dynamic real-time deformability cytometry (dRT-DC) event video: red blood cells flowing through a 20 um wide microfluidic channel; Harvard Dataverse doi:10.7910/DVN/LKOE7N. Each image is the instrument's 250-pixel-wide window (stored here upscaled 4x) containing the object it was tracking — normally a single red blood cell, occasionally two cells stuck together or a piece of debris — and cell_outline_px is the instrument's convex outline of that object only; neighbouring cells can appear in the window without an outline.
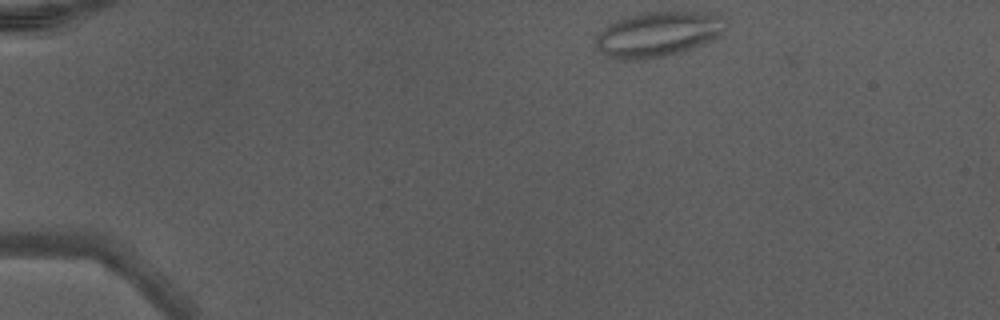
{"species": "Egyptian fruit bat (a non-hibernating species)", "species_latin": "Rousettus aegyptiacus", "temperature_condition": "warm", "stored_images_in_passage": 29, "camera_frame_rate_fps": 3000, "um_per_image_px": 0.085, "animal": {"sex": "male"}, "frame": {"image": 1, "passage_image": 1, "time_ms": 0.0, "image_size_px": [1000, 320], "cell_outline_px": [[720, 32], [716, 36], [700, 44], [680, 52], [664, 56], [644, 60], [616, 60], [604, 56], [596, 48], [596, 36], [608, 24], [624, 16], [636, 12], [696, 12], [720, 16]], "centroid_in_image_um": [55.73, 2.93], "position_along_channel_um": 29.3, "area_um2": 33.58}}
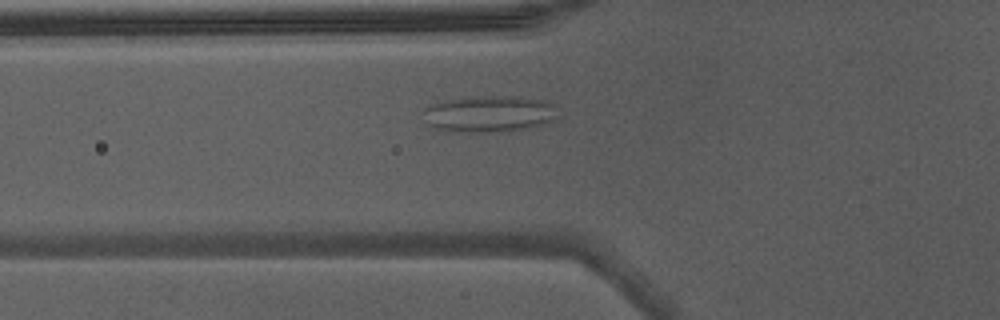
{"frame": {"image": 2, "passage_image": 11, "time_ms": 3.333, "image_size_px": [1000, 320], "cell_outline_px": [[560, 116], [556, 120], [544, 124], [524, 128], [488, 132], [452, 132], [436, 128], [428, 124], [424, 108], [428, 104], [444, 100], [516, 96], [544, 100], [552, 104]], "centroid_in_image_um": [41.62, 9.69], "position_along_channel_um": 84.2, "area_um2": 28.09}}
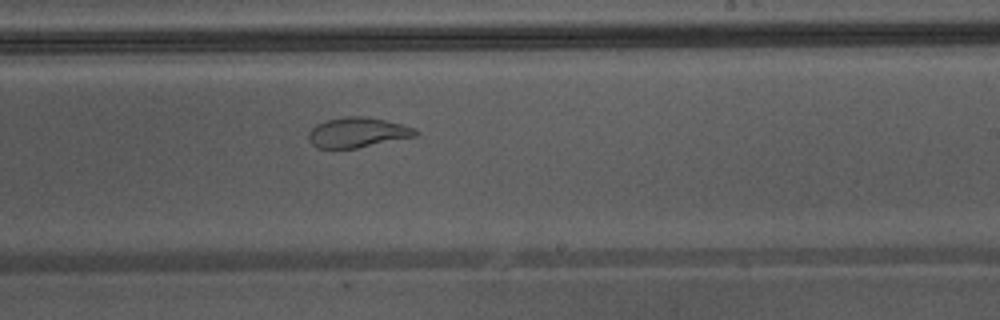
{"frame": {"image": 3, "passage_image": 23, "time_ms": 7.333, "image_size_px": [1000, 320], "cell_outline_px": [[420, 132], [416, 136], [356, 148], [316, 148], [308, 140], [308, 132], [316, 124], [324, 120], [344, 116], [364, 116], [384, 120], [416, 128]], "centroid_in_image_um": [30.36, 11.25], "position_along_channel_um": 258.6, "area_um2": 18.79}}